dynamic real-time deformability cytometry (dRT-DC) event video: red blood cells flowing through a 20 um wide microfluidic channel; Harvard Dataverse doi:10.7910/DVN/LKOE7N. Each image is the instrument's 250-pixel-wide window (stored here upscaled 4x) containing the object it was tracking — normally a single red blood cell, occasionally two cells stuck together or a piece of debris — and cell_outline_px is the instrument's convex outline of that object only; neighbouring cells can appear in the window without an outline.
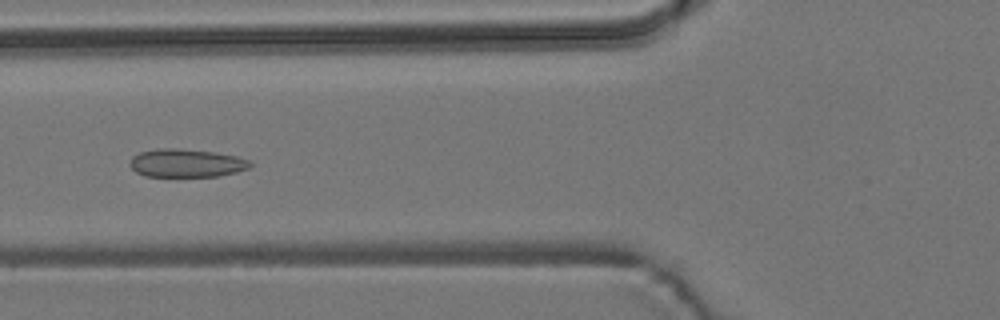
{"species": "common noctule bat (a hibernating species)", "species_latin": "Nyctalus noctula", "temperature_condition": "room temperature", "stored_images_in_passage": 55, "camera_frame_rate_fps": 3000, "um_per_image_px": 0.085, "animal": {"sex": "male", "body_mass_g": 19.2, "forearm_length_mm": 51.8}, "frame": {"image": 1, "passage_image": 21, "time_ms": 6.667, "image_size_px": [1000, 320], "cell_outline_px": [[252, 164], [248, 168], [236, 172], [220, 176], [144, 176], [136, 172], [128, 164], [132, 156], [140, 152], [160, 148], [172, 148], [216, 152], [236, 156], [252, 160]], "centroid_in_image_um": [15.84, 13.86], "position_along_channel_um": 110.0, "area_um2": 19.83}}
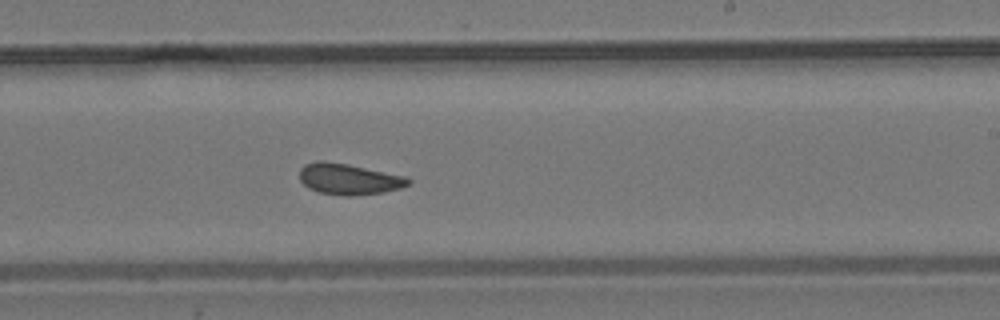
{"frame": {"image": 2, "passage_image": 33, "time_ms": 10.667, "image_size_px": [1000, 320], "cell_outline_px": [[412, 184], [400, 188], [380, 192], [352, 196], [344, 196], [320, 192], [308, 188], [300, 180], [300, 168], [304, 164], [320, 160], [324, 160], [348, 164], [408, 176], [412, 180]], "centroid_in_image_um": [29.68, 15.21], "position_along_channel_um": 259.3, "area_um2": 19.83}}
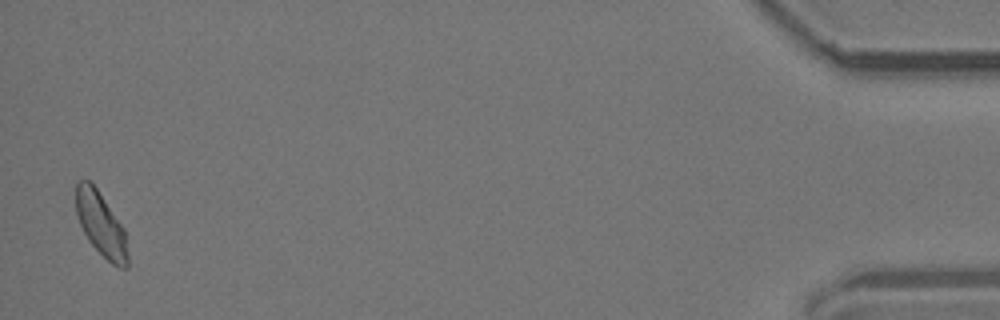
{"frame": {"image": 3, "passage_image": 54, "time_ms": 17.667, "image_size_px": [1000, 320], "cell_outline_px": [[128, 268], [120, 268], [112, 264], [88, 240], [80, 224], [76, 212], [76, 180], [88, 180], [96, 188], [124, 228], [128, 256]], "centroid_in_image_um": [8.58, 19.07], "position_along_channel_um": 426.6, "area_um2": 18.96}, "authors_computed_cell_mechanics": {"area_um2": 19.8832, "velocity_mm_per_s": 3.7378, "shape_relaxation_time_tau1_ms": null, "shape_relaxation_time_tau2_ms": 1.6697, "deformation_change_tau1": null, "deformation_change_tau2": 0.088}}